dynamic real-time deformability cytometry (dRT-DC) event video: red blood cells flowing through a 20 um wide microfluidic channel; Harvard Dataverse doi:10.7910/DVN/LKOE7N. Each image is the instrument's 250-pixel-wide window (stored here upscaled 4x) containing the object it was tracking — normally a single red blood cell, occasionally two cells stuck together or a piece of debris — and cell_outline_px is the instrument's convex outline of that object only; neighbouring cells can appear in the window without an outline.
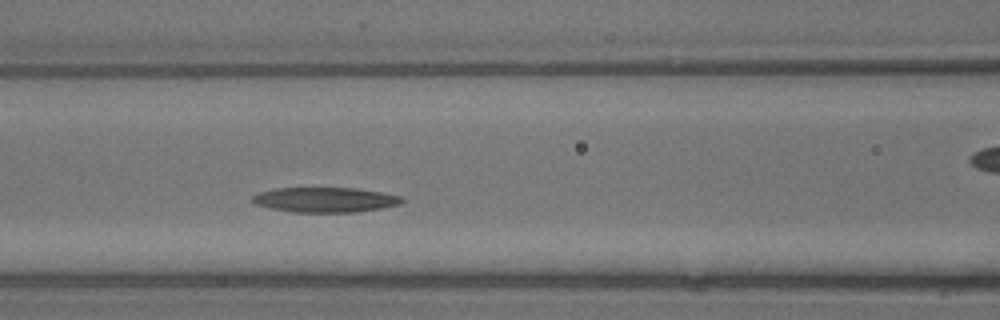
{"species": "common noctule bat (a hibernating species)", "species_latin": "Nyctalus noctula", "temperature_condition": "warm", "stored_images_in_passage": 5, "segment_of_instrument_passage": [1, 2], "camera_frame_rate_fps": 3000, "um_per_image_px": 0.085, "animal": {"sex": "male", "body_mass_g": 13.3}, "frame": {"image": 1, "passage_image": 4, "time_ms": 1.0, "image_size_px": [1000, 320], "cell_outline_px": [[400, 200], [392, 204], [376, 208], [344, 212], [304, 212], [280, 208], [260, 204], [252, 200], [256, 196], [264, 192], [284, 188], [344, 188], [376, 192], [396, 196]], "centroid_in_image_um": [27.59, 16.97], "position_along_channel_um": 139.0, "area_um2": 19.59}}